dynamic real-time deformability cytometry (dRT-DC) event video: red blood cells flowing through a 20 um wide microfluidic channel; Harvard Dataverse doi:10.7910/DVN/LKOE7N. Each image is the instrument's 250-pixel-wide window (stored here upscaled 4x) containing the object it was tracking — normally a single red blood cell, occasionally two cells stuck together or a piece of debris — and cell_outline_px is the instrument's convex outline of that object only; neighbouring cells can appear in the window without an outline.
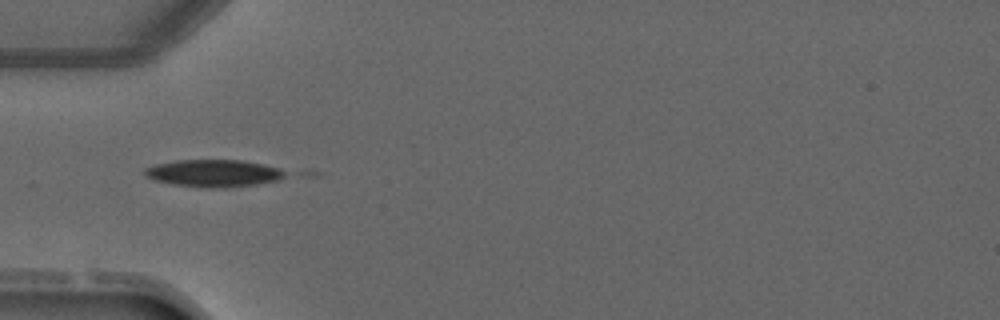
{"species": "common noctule bat (a hibernating species)", "species_latin": "Nyctalus noctula", "temperature_condition": "warm", "stored_images_in_passage": 4, "camera_frame_rate_fps": 3000, "um_per_image_px": 0.085, "animal": {"sex": "male", "forearm_length_mm": 52.5}, "frame": {"image": 1, "passage_image": 4, "time_ms": 3.333, "image_size_px": [1000, 320], "cell_outline_px": [[288, 176], [280, 180], [256, 184], [224, 188], [208, 188], [172, 184], [152, 180], [144, 176], [144, 168], [156, 164], [176, 160], [244, 160], [264, 164], [280, 168], [288, 172]], "centroid_in_image_um": [18.19, 14.72], "position_along_channel_um": 66.8, "area_um2": 22.72}}